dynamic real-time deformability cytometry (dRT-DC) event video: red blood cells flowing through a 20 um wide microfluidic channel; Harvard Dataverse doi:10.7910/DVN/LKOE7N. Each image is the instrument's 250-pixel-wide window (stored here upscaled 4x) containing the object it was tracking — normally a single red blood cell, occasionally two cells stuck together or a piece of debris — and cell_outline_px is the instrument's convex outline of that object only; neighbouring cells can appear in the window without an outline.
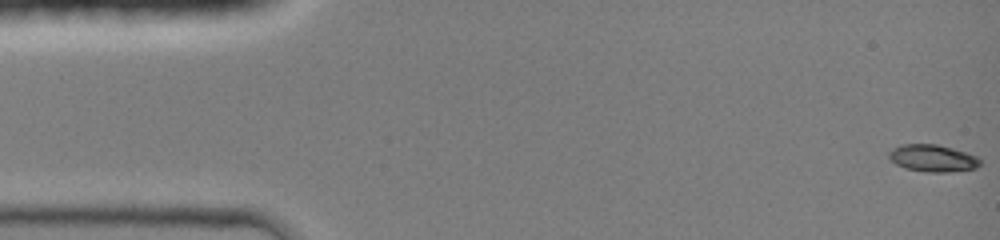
{"species": "common noctule bat (a hibernating species)", "species_latin": "Nyctalus noctula", "temperature_condition": "room temperature", "stored_images_in_passage": 45, "camera_frame_rate_fps": 3000, "um_per_image_px": 0.085, "animal": {"sex": "female", "body_mass_g": 19.0, "forearm_length_mm": 51.5}, "frame": {"image": 1, "passage_image": 1, "time_ms": 0.0, "image_size_px": [1000, 240], "cell_outline_px": [[980, 164], [976, 168], [948, 172], [924, 172], [904, 168], [896, 164], [888, 156], [888, 152], [892, 148], [900, 144], [936, 144], [952, 148], [976, 156], [980, 160]], "centroid_in_image_um": [79.24, 13.45], "position_along_channel_um": 5.8, "area_um2": 14.39}}
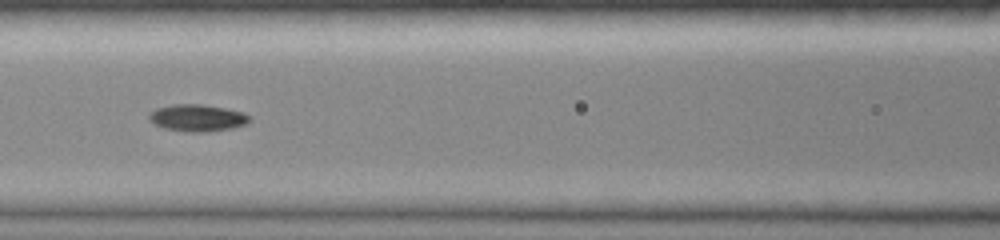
{"frame": {"image": 2, "passage_image": 20, "time_ms": 6.333, "image_size_px": [1000, 240], "cell_outline_px": [[252, 120], [248, 124], [232, 128], [204, 132], [188, 132], [164, 128], [148, 120], [148, 116], [156, 108], [172, 104], [200, 104], [224, 108], [244, 112]], "centroid_in_image_um": [16.79, 10.02], "position_along_channel_um": 149.8, "area_um2": 15.78}}
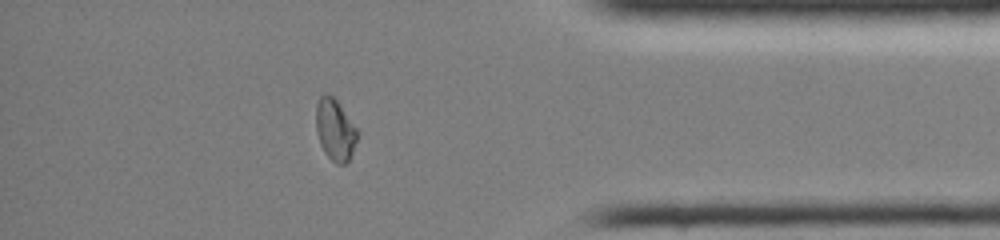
{"frame": {"image": 3, "passage_image": 39, "time_ms": 12.667, "image_size_px": [1000, 240], "cell_outline_px": [[360, 132], [352, 152], [348, 160], [344, 164], [336, 164], [324, 152], [320, 144], [316, 128], [316, 104], [320, 96], [324, 92], [328, 92], [336, 100]], "centroid_in_image_um": [28.48, 11.01], "position_along_channel_um": 406.7, "area_um2": 14.85}, "authors_computed_cell_mechanics": {"area_um2": 14.739, "velocity_mm_per_s": 4.3064, "shape_relaxation_time_tau1_ms": 4.095, "shape_relaxation_time_tau2_ms": null, "deformation_change_tau1": 0.165, "deformation_change_tau2": null}}